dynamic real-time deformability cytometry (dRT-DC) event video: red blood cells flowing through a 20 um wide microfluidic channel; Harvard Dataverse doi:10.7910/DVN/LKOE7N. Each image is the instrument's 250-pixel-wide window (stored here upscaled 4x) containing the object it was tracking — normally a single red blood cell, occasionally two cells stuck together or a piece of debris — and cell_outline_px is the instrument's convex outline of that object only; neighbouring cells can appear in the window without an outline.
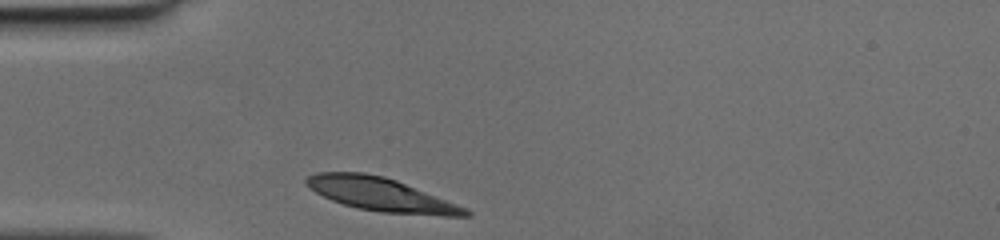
{"species": "human", "species_latin": "Homo sapiens", "temperature_condition": "cold", "stored_images_in_passage": 25, "camera_frame_rate_fps": 3000, "um_per_image_px": 0.085, "donor": {"sex": "female"}, "frame": {"image": 1, "passage_image": 1, "time_ms": 0.0, "image_size_px": [1000, 240], "cell_outline_px": [[472, 216], [444, 216], [380, 212], [356, 208], [332, 200], [308, 188], [304, 184], [304, 180], [308, 176], [316, 172], [364, 172], [384, 176], [396, 180], [468, 208], [472, 212]], "centroid_in_image_um": [32.39, 16.53], "position_along_channel_um": 52.6, "area_um2": 31.04}}
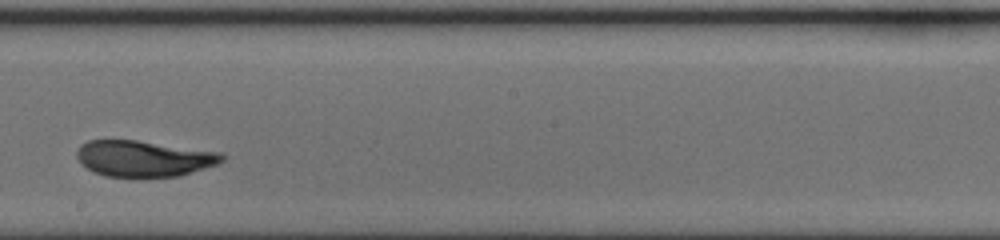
{"frame": {"image": 2, "passage_image": 15, "time_ms": 4.667, "image_size_px": [1000, 240], "cell_outline_px": [[224, 160], [220, 164], [180, 176], [136, 180], [104, 176], [92, 172], [80, 164], [76, 156], [76, 152], [80, 144], [88, 140], [136, 140], [224, 152]], "centroid_in_image_um": [12.23, 13.52], "position_along_channel_um": 236.0, "area_um2": 31.96}}
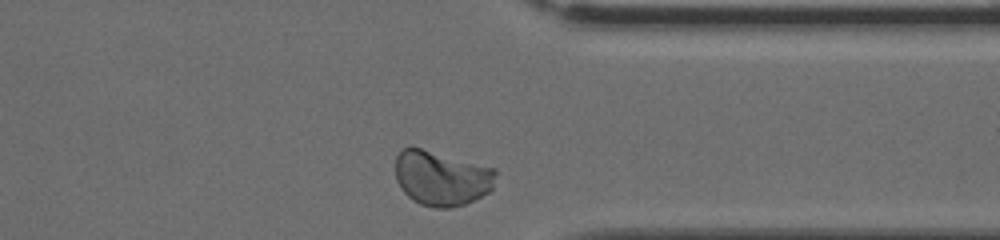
{"frame": {"image": 3, "passage_image": 25, "time_ms": 8.0, "image_size_px": [1000, 240], "cell_outline_px": [[496, 172], [492, 188], [488, 192], [464, 204], [448, 208], [436, 208], [420, 204], [412, 200], [400, 188], [396, 180], [396, 156], [404, 148], [412, 144], [496, 168]], "centroid_in_image_um": [37.5, 15.09], "position_along_channel_um": 373.9, "area_um2": 32.6}}